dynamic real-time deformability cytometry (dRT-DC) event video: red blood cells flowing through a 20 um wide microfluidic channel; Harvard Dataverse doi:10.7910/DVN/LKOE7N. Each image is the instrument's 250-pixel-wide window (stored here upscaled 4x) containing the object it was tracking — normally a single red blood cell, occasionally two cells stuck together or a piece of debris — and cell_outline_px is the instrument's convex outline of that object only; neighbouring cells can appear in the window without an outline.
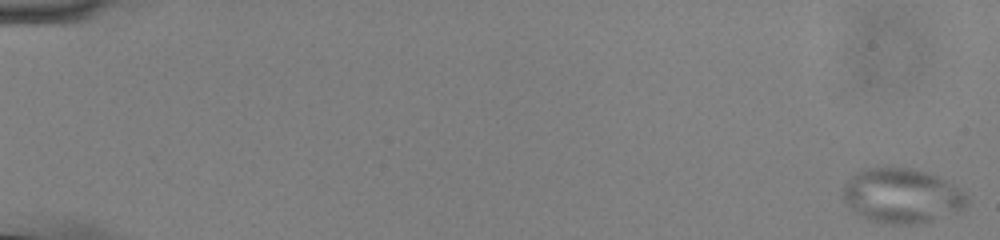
{"species": "common noctule bat (a hibernating species)", "species_latin": "Nyctalus noctula", "temperature_condition": "cold", "stored_images_in_passage": 16, "camera_frame_rate_fps": 3000, "um_per_image_px": 0.085, "animal": {"sex": "male", "body_mass_g": 13.0, "forearm_length_mm": 53.1}, "frame": {"image": 1, "passage_image": 1, "time_ms": 0.0, "image_size_px": [1000, 240], "cell_outline_px": [[968, 204], [960, 212], [932, 220], [916, 224], [892, 224], [872, 220], [852, 212], [844, 200], [844, 184], [856, 172], [864, 168], [912, 168], [936, 176], [952, 184], [964, 192], [968, 196]], "centroid_in_image_um": [76.67, 16.65], "position_along_channel_um": 8.3, "area_um2": 39.36}}